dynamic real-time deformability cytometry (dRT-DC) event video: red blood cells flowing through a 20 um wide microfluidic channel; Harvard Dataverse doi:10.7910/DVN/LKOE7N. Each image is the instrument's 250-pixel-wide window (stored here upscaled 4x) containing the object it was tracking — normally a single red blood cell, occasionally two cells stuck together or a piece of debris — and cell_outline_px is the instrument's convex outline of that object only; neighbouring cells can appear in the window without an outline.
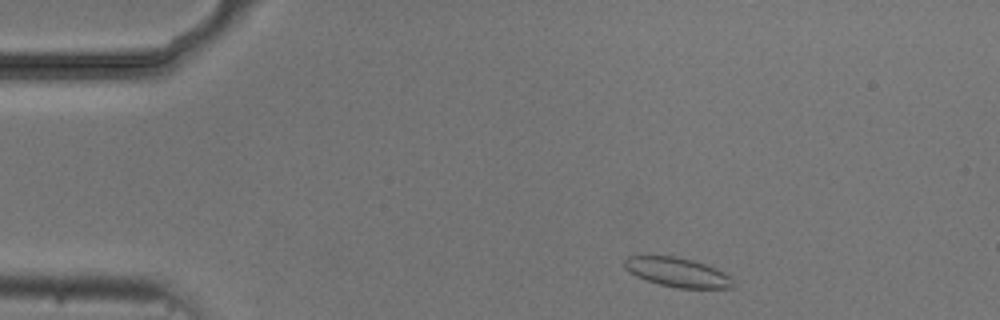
{"species": "common noctule bat (a hibernating species)", "species_latin": "Nyctalus noctula", "temperature_condition": "cold", "stored_images_in_passage": 3, "camera_frame_rate_fps": 3000, "um_per_image_px": 0.085, "animal": {"sex": "male", "body_mass_g": 20.5, "forearm_length_mm": 52.5}, "frame": {"image": 1, "passage_image": 1, "time_ms": 0.0, "image_size_px": [1000, 320], "cell_outline_px": [[736, 288], [676, 288], [660, 284], [636, 276], [628, 272], [624, 268], [624, 260], [628, 256], [676, 256], [692, 260], [704, 264], [724, 272], [736, 284]], "centroid_in_image_um": [57.58, 23.15], "position_along_channel_um": 27.4, "area_um2": 18.5}}